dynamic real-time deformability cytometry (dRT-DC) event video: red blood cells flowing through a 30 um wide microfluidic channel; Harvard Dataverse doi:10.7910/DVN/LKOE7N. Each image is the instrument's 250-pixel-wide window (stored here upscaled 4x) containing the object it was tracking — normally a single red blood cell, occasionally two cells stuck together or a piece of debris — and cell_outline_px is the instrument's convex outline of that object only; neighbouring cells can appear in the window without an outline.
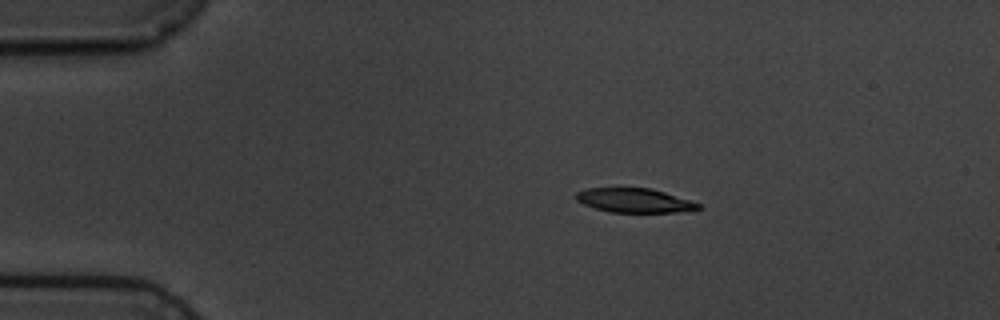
{"species": "common noctule bat (a hibernating species)", "species_latin": "Nyctalus noctula", "temperature_condition": "cold", "stored_images_in_passage": 4, "camera_frame_rate_fps": 3000, "um_per_image_px": 0.085, "animal": {"sex": "male", "body_mass_g": 19.5, "forearm_length_mm": 54.6}, "frame": {"image": 1, "passage_image": 3, "time_ms": 2.333, "image_size_px": [1000, 320], "cell_outline_px": [[704, 208], [676, 212], [608, 212], [584, 204], [576, 200], [576, 192], [588, 188], [648, 188], [664, 192], [700, 204]], "centroid_in_image_um": [53.91, 17.04], "position_along_channel_um": 31.1, "area_um2": 16.99}}